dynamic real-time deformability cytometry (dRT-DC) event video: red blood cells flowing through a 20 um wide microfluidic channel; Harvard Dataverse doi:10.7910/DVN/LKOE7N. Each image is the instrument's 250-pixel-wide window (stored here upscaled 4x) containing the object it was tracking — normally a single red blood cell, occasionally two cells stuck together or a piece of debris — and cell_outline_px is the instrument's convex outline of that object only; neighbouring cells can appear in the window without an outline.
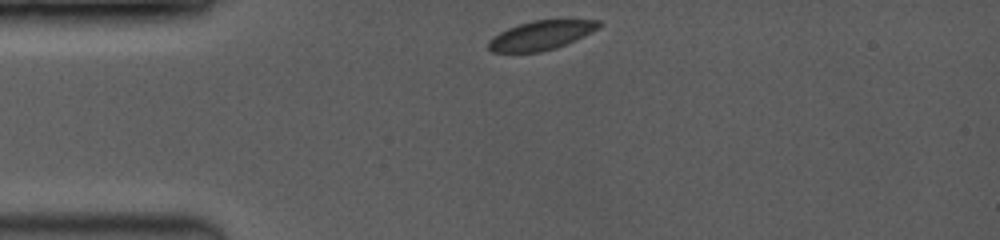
{"species": "common noctule bat (a hibernating species)", "species_latin": "Nyctalus noctula", "temperature_condition": "room temperature", "stored_images_in_passage": 61, "camera_frame_rate_fps": 3500, "um_per_image_px": 0.085, "animal": {"sex": "female", "body_mass_g": 19.0, "forearm_length_mm": 53.3}, "frame": {"image": 1, "passage_image": 1, "time_ms": 0.0, "image_size_px": [1000, 240], "cell_outline_px": [[600, 24], [596, 28], [564, 44], [540, 52], [492, 52], [488, 48], [488, 40], [492, 36], [508, 28], [532, 20], [600, 20]], "centroid_in_image_um": [45.87, 3.0], "position_along_channel_um": 39.1, "area_um2": 18.09}}
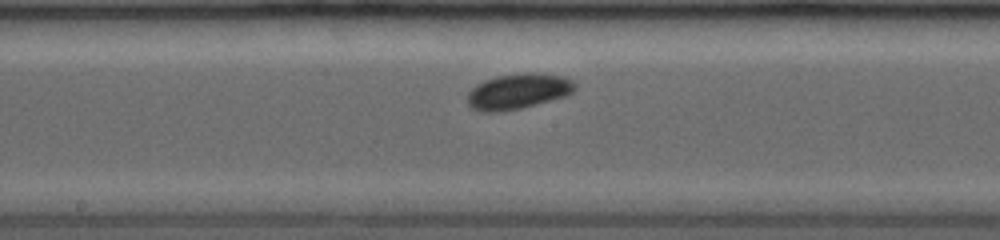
{"frame": {"image": 2, "passage_image": 34, "time_ms": 4.857, "image_size_px": [1000, 240], "cell_outline_px": [[576, 88], [568, 96], [520, 108], [500, 112], [480, 112], [472, 108], [468, 104], [468, 92], [476, 84], [484, 80], [496, 76], [524, 72], [532, 72], [564, 76], [572, 80], [576, 84]], "centroid_in_image_um": [44.05, 7.76], "position_along_channel_um": 204.2, "area_um2": 22.48}}
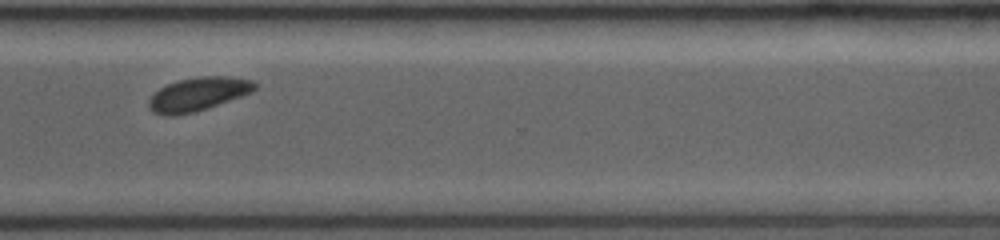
{"frame": {"image": 3, "passage_image": 60, "time_ms": 8.571, "image_size_px": [1000, 240], "cell_outline_px": [[260, 84], [252, 92], [208, 108], [196, 112], [176, 116], [164, 116], [152, 112], [148, 108], [148, 100], [160, 88], [176, 80], [200, 76], [228, 76], [252, 80]], "centroid_in_image_um": [16.84, 8.01], "position_along_channel_um": 353.8, "area_um2": 20.98}}